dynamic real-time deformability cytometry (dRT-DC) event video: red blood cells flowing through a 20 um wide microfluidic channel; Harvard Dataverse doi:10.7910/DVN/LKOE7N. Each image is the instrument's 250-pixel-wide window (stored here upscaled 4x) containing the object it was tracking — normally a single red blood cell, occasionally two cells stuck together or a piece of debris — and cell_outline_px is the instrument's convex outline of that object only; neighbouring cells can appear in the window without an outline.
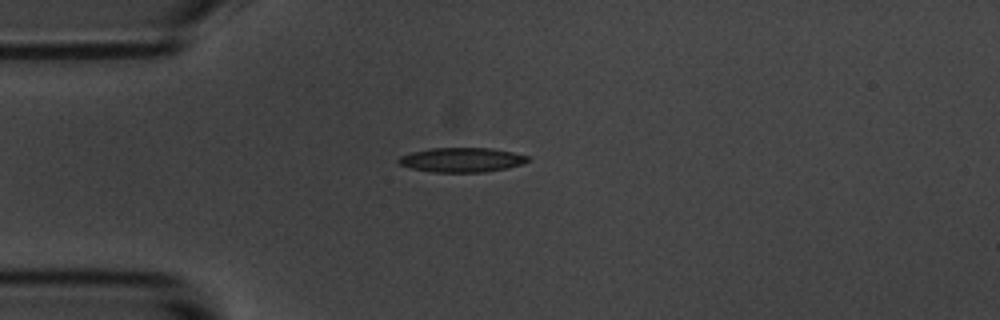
{"species": "common noctule bat (a hibernating species)", "species_latin": "Nyctalus noctula", "temperature_condition": "room temperature", "stored_images_in_passage": 12, "camera_frame_rate_fps": 3000, "um_per_image_px": 0.085, "animal": {"sex": "male", "body_mass_g": 20.1, "forearm_length_mm": 53.5}, "frame": {"image": 1, "passage_image": 1, "time_ms": 0.0, "image_size_px": [1000, 320], "cell_outline_px": [[528, 160], [520, 164], [508, 168], [484, 172], [432, 172], [412, 168], [400, 164], [396, 160], [400, 156], [412, 152], [432, 148], [492, 148], [512, 152], [528, 156]], "centroid_in_image_um": [39.23, 13.59], "position_along_channel_um": 45.8, "area_um2": 18.26}}
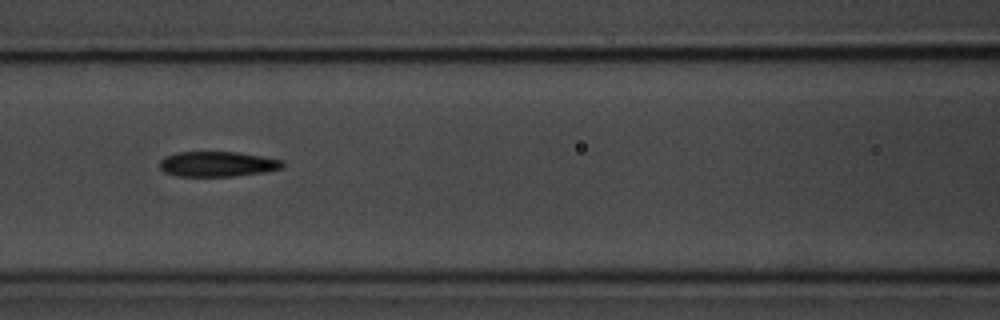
{"frame": {"image": 2, "passage_image": 4, "time_ms": 3.333, "image_size_px": [1000, 320], "cell_outline_px": [[284, 164], [280, 168], [264, 172], [232, 176], [176, 176], [164, 172], [160, 168], [160, 160], [176, 152], [236, 152], [284, 160]], "centroid_in_image_um": [18.47, 13.94], "position_along_channel_um": 148.1, "area_um2": 17.86}}
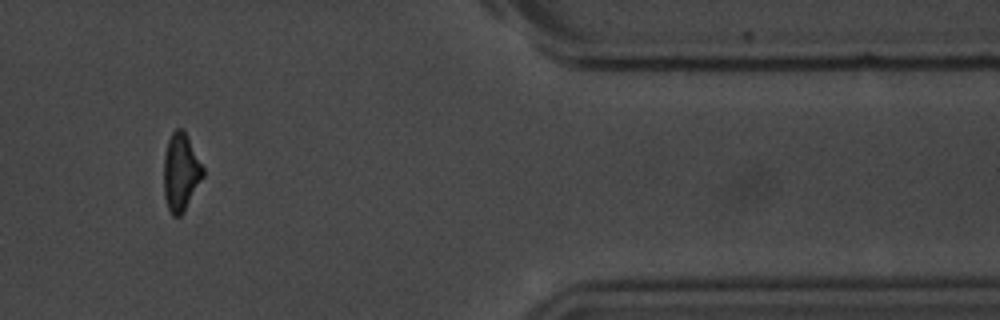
{"frame": {"image": 3, "passage_image": 10, "time_ms": 11.333, "image_size_px": [1000, 320], "cell_outline_px": [[204, 176], [184, 212], [180, 216], [172, 216], [168, 208], [164, 196], [164, 156], [168, 140], [172, 132], [176, 128], [180, 128], [184, 132], [204, 168]], "centroid_in_image_um": [15.36, 14.68], "position_along_channel_um": 396.0, "area_um2": 17.57}, "authors_computed_cell_mechanics": {"area_um2": 18.1781, "velocity_mm_per_s": 3.5005, "shape_relaxation_time_tau1_ms": 3.4339, "shape_relaxation_time_tau2_ms": 7.2006, "deformation_change_tau1": 0.1199, "deformation_change_tau2": 0.1587}}